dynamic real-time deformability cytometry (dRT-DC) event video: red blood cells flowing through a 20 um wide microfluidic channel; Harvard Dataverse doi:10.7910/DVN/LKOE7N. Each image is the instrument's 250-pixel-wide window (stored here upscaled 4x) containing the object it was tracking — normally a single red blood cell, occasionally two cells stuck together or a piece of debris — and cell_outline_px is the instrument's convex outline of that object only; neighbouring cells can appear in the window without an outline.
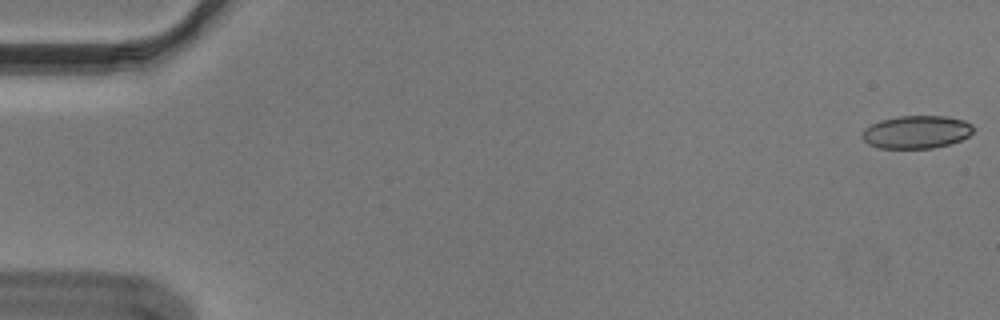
{"species": "Egyptian fruit bat (a non-hibernating species)", "species_latin": "Rousettus aegyptiacus", "temperature_condition": "cold", "stored_images_in_passage": 54, "camera_frame_rate_fps": 3000, "um_per_image_px": 0.085, "animal": {"sex": "male"}, "frame": {"image": 1, "passage_image": 1, "time_ms": 0.0, "image_size_px": [1000, 320], "cell_outline_px": [[972, 132], [968, 136], [960, 140], [948, 144], [932, 148], [876, 148], [868, 144], [860, 136], [860, 132], [864, 128], [880, 120], [900, 116], [948, 116], [964, 120], [972, 124]], "centroid_in_image_um": [77.85, 11.22], "position_along_channel_um": 7.1, "area_um2": 21.39}}
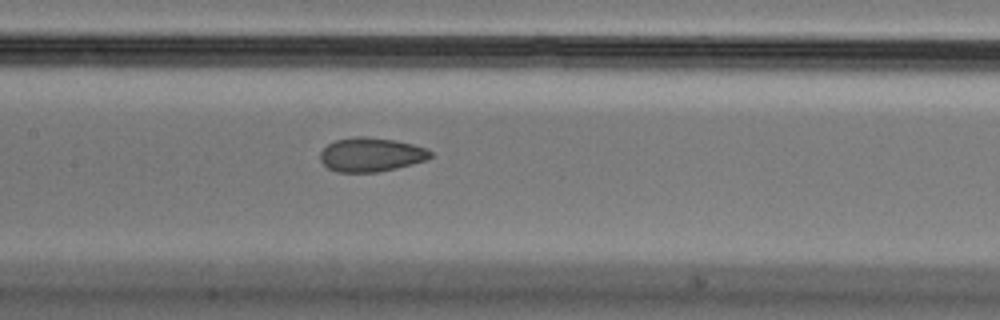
{"frame": {"image": 2, "passage_image": 27, "time_ms": 8.667, "image_size_px": [1000, 320], "cell_outline_px": [[432, 156], [428, 160], [396, 168], [376, 172], [336, 172], [328, 168], [320, 160], [320, 152], [328, 144], [336, 140], [356, 136], [364, 136], [396, 140], [428, 148], [432, 152]], "centroid_in_image_um": [31.56, 13.14], "position_along_channel_um": 175.8, "area_um2": 21.96}}
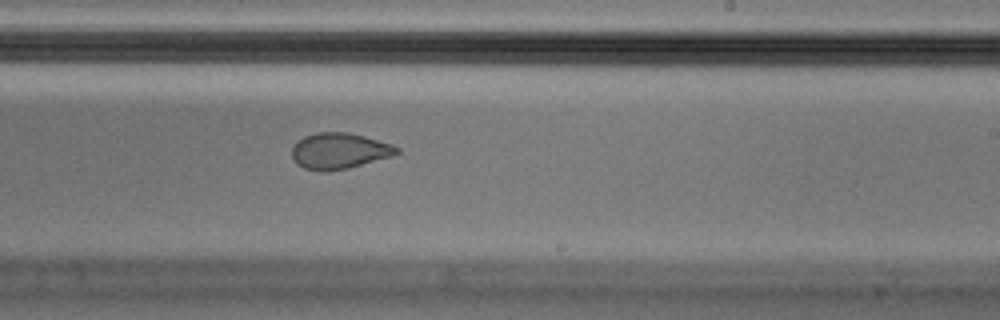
{"frame": {"image": 3, "passage_image": 34, "time_ms": 11.0, "image_size_px": [1000, 320], "cell_outline_px": [[400, 152], [392, 156], [348, 168], [324, 172], [304, 168], [296, 164], [292, 156], [292, 148], [304, 136], [316, 132], [348, 132], [364, 136], [392, 144], [400, 148]], "centroid_in_image_um": [28.85, 12.83], "position_along_channel_um": 260.2, "area_um2": 21.96}}